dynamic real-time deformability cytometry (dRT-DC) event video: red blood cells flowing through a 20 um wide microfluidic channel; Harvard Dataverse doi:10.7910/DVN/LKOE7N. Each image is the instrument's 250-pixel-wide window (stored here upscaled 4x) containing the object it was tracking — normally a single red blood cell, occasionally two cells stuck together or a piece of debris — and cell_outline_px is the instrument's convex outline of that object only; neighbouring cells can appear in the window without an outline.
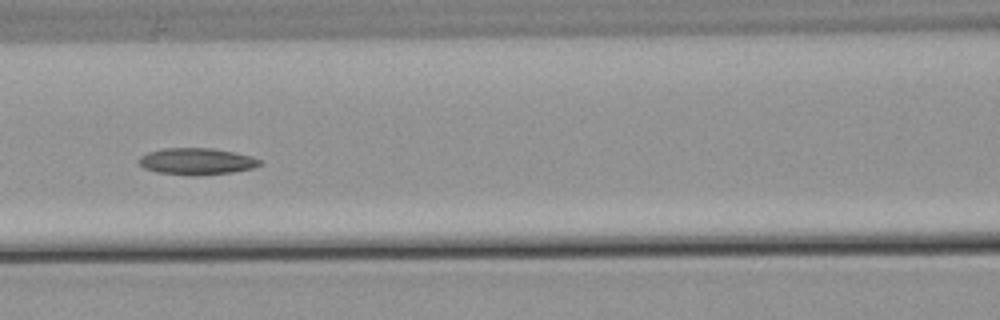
{"species": "common noctule bat (a hibernating species)", "species_latin": "Nyctalus noctula", "temperature_condition": "warm", "stored_images_in_passage": 38, "camera_frame_rate_fps": 3000, "um_per_image_px": 0.085, "animal": {"sex": "male", "body_mass_g": 21.5, "forearm_length_mm": 52.0}, "frame": {"image": 1, "passage_image": 8, "time_ms": 2.333, "image_size_px": [1000, 320], "cell_outline_px": [[260, 164], [252, 168], [232, 172], [196, 176], [188, 176], [156, 172], [144, 168], [140, 164], [140, 156], [148, 152], [164, 148], [212, 148], [252, 156], [260, 160]], "centroid_in_image_um": [16.69, 13.72], "position_along_channel_um": 149.9, "area_um2": 18.73}}
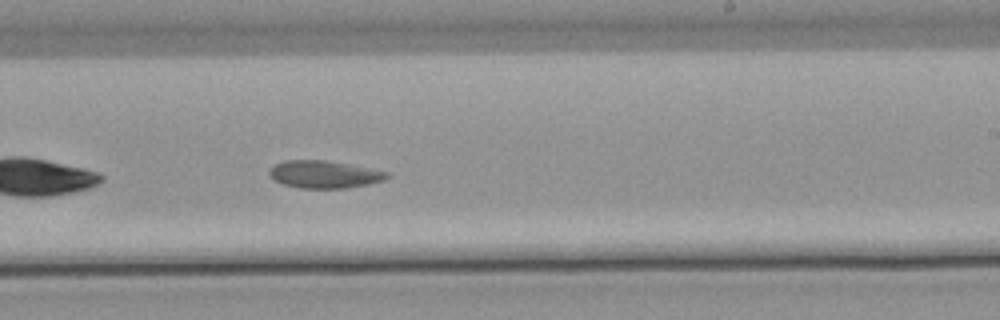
{"frame": {"image": 2, "passage_image": 17, "time_ms": 5.333, "image_size_px": [1000, 320], "cell_outline_px": [[388, 176], [384, 180], [368, 184], [344, 188], [300, 188], [284, 184], [276, 180], [268, 172], [276, 164], [284, 160], [324, 160], [348, 164], [388, 172]], "centroid_in_image_um": [27.56, 14.82], "position_along_channel_um": 261.4, "area_um2": 18.44}}
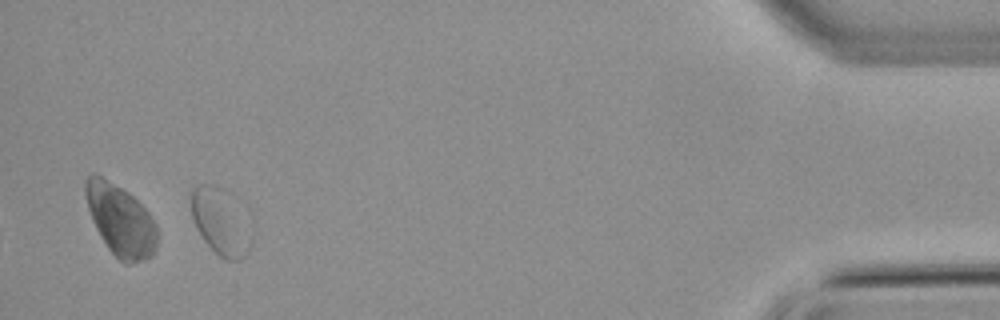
{"frame": {"image": 3, "passage_image": 35, "time_ms": 11.333, "image_size_px": [1000, 320], "cell_outline_px": [[252, 240], [248, 252], [240, 260], [228, 260], [220, 256], [204, 240], [192, 216], [188, 196], [200, 184], [212, 184], [224, 188], [228, 192], [252, 236]], "centroid_in_image_um": [18.7, 18.84], "position_along_channel_um": 416.5, "area_um2": 22.6}}